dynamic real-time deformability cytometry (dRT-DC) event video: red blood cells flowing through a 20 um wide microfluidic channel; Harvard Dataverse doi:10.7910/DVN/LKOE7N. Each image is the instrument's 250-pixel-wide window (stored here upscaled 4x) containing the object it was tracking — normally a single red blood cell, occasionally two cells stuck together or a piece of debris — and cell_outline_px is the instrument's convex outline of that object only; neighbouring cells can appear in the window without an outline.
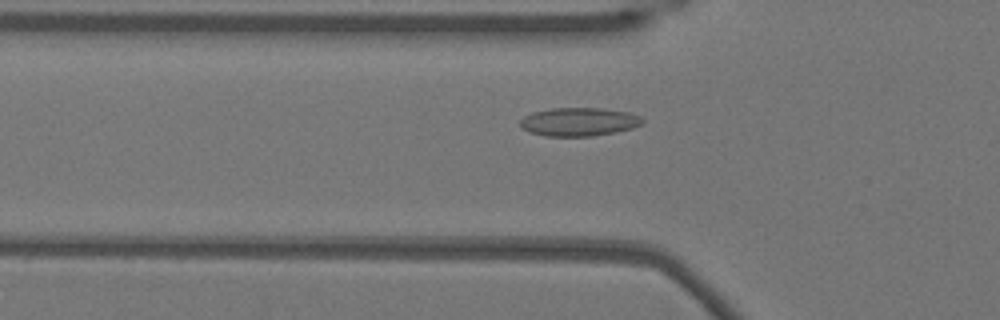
{"species": "Egyptian fruit bat (a non-hibernating species)", "species_latin": "Rousettus aegyptiacus", "temperature_condition": "warm", "stored_images_in_passage": 28, "camera_frame_rate_fps": 3000, "um_per_image_px": 0.085, "animal": {"sex": "female"}, "frame": {"image": 1, "passage_image": 4, "time_ms": 1.0, "image_size_px": [1000, 320], "cell_outline_px": [[644, 120], [640, 124], [632, 128], [616, 132], [592, 136], [544, 136], [528, 132], [520, 128], [520, 120], [524, 116], [532, 112], [552, 108], [604, 108], [632, 112], [640, 116]], "centroid_in_image_um": [49.19, 10.35], "position_along_channel_um": 76.6, "area_um2": 20.52}}
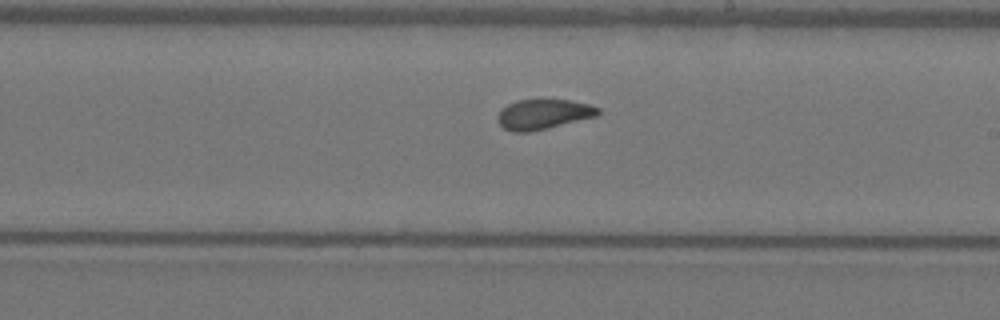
{"frame": {"image": 2, "passage_image": 17, "time_ms": 5.333, "image_size_px": [1000, 320], "cell_outline_px": [[600, 112], [596, 116], [528, 132], [512, 132], [504, 128], [500, 124], [496, 116], [508, 104], [516, 100], [568, 100], [588, 104], [600, 108]], "centroid_in_image_um": [46.16, 9.71], "position_along_channel_um": 242.8, "area_um2": 17.17}}
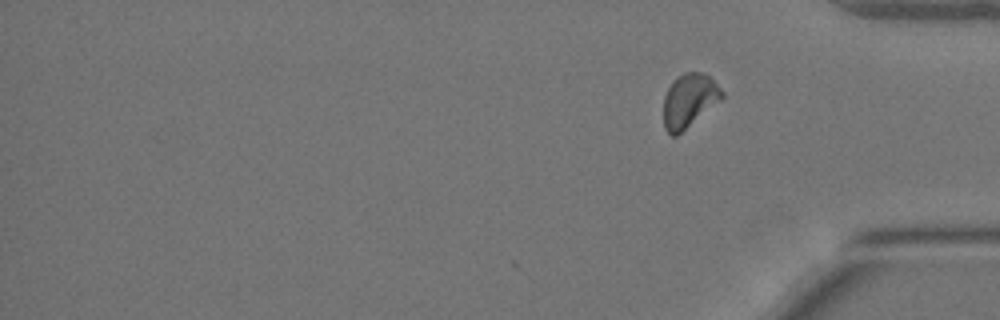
{"frame": {"image": 3, "passage_image": 28, "time_ms": 9.0, "image_size_px": [1000, 320], "cell_outline_px": [[724, 96], [720, 100], [676, 136], [672, 136], [664, 128], [664, 96], [668, 88], [676, 76], [684, 72], [700, 72], [708, 76], [724, 92]], "centroid_in_image_um": [58.55, 8.53], "position_along_channel_um": 376.6, "area_um2": 17.92}, "authors_computed_cell_mechanics": {"area_um2": 18.0625, "velocity_mm_per_s": 3.8241, "shape_relaxation_time_tau1_ms": 7.3035, "shape_relaxation_time_tau2_ms": 1.0838, "deformation_change_tau1": 0.1468, "deformation_change_tau2": 0.0587}}